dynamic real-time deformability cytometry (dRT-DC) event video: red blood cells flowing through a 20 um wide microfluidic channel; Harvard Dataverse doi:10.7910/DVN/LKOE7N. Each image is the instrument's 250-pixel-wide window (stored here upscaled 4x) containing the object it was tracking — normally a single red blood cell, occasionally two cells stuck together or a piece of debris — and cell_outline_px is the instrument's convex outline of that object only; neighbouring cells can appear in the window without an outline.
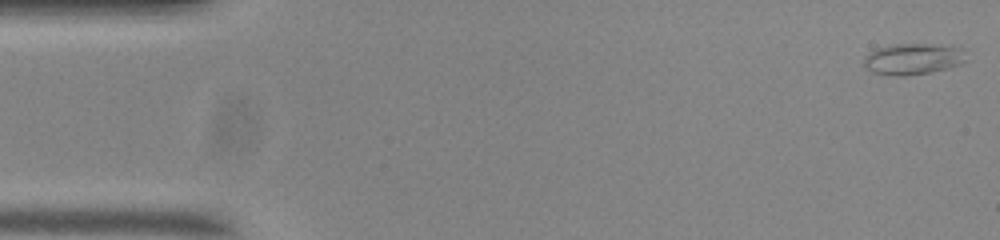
{"species": "common noctule bat (a hibernating species)", "species_latin": "Nyctalus noctula", "temperature_condition": "room temperature", "stored_images_in_passage": 54, "camera_frame_rate_fps": 3000, "um_per_image_px": 0.085, "animal": {"sex": "male", "body_mass_g": 20.0, "forearm_length_mm": 53.3}, "frame": {"image": 1, "passage_image": 1, "time_ms": 0.0, "image_size_px": [1000, 240], "cell_outline_px": [[964, 60], [960, 64], [948, 68], [932, 72], [904, 76], [896, 76], [872, 72], [864, 64], [864, 56], [876, 48], [892, 44], [940, 44], [960, 48]], "centroid_in_image_um": [77.55, 5.01], "position_along_channel_um": 7.4, "area_um2": 18.44}}
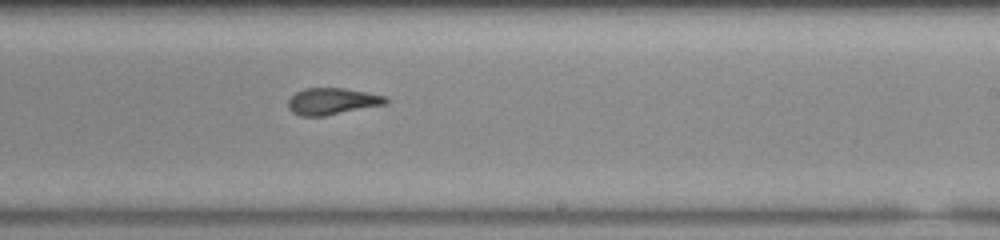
{"frame": {"image": 2, "passage_image": 32, "time_ms": 10.333, "image_size_px": [1000, 240], "cell_outline_px": [[388, 104], [324, 116], [300, 116], [292, 112], [288, 108], [288, 100], [296, 92], [304, 88], [344, 88], [368, 92], [384, 96], [388, 100]], "centroid_in_image_um": [28.24, 8.61], "position_along_channel_um": 260.8, "area_um2": 15.26}}
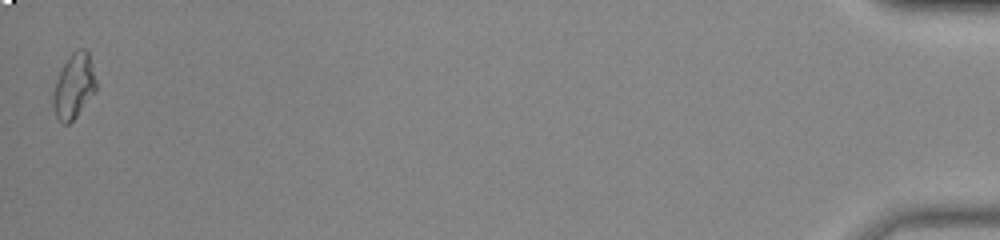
{"frame": {"image": 3, "passage_image": 54, "time_ms": 17.667, "image_size_px": [1000, 240], "cell_outline_px": [[96, 92], [76, 116], [68, 124], [64, 124], [56, 116], [52, 104], [52, 96], [56, 80], [64, 64], [72, 52], [80, 48], [84, 48], [88, 52], [96, 80]], "centroid_in_image_um": [6.28, 7.33], "position_along_channel_um": 428.9, "area_um2": 16.07}, "authors_computed_cell_mechanics": {"area_um2": 15.9239, "velocity_mm_per_s": 3.6957, "shape_relaxation_time_tau1_ms": 5.9175, "shape_relaxation_time_tau2_ms": 1.8938, "deformation_change_tau1": 0.1458, "deformation_change_tau2": 0.0863}}